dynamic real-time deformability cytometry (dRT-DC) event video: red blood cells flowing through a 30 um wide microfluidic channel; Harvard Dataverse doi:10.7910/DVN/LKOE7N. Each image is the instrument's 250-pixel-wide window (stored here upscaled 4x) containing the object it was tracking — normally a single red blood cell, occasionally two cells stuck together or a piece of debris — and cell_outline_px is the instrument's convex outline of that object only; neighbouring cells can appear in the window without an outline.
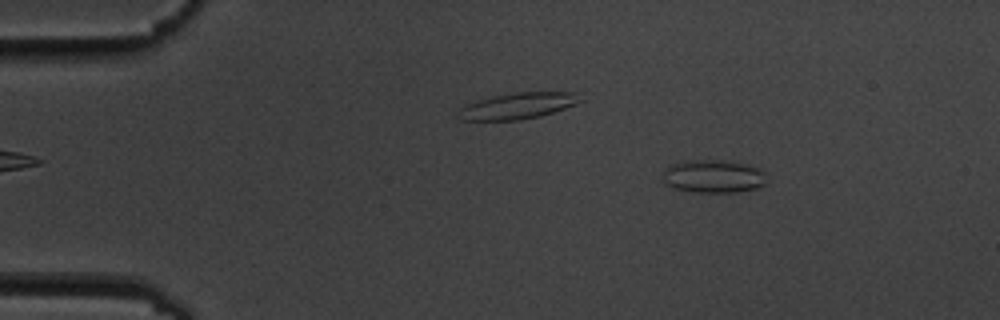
{"species": "common noctule bat (a hibernating species)", "species_latin": "Nyctalus noctula", "temperature_condition": "cold", "stored_images_in_passage": 11, "camera_frame_rate_fps": 3000, "um_per_image_px": 0.085, "animal": {"sex": "male", "body_mass_g": 19.5, "forearm_length_mm": 54.6}, "frame": {"image": 1, "passage_image": 1, "time_ms": 0.0, "image_size_px": [1000, 320], "cell_outline_px": [[764, 184], [756, 188], [736, 192], [692, 192], [676, 188], [664, 184], [664, 168], [672, 164], [684, 160], [720, 160], [748, 164], [760, 168], [764, 172]], "centroid_in_image_um": [60.61, 14.98], "position_along_channel_um": 24.4, "area_um2": 20.0}}
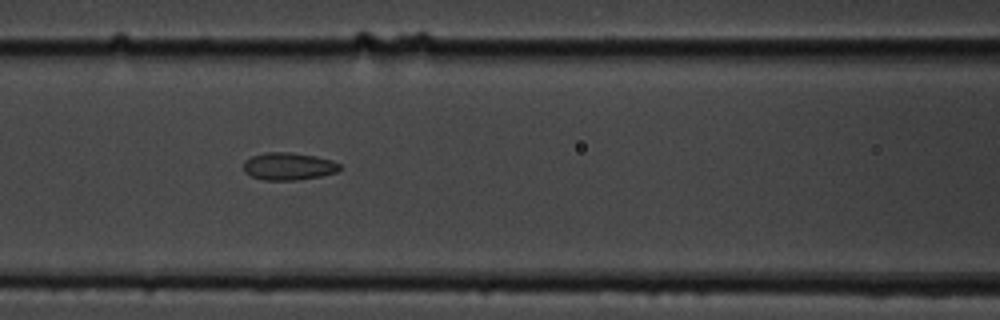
{"frame": {"image": 2, "passage_image": 5, "time_ms": 5.333, "image_size_px": [1000, 320], "cell_outline_px": [[340, 168], [336, 172], [320, 176], [296, 180], [264, 180], [252, 176], [244, 172], [244, 160], [252, 156], [264, 152], [292, 152], [316, 156], [332, 160], [340, 164]], "centroid_in_image_um": [24.51, 14.12], "position_along_channel_um": 142.1, "area_um2": 15.43}}
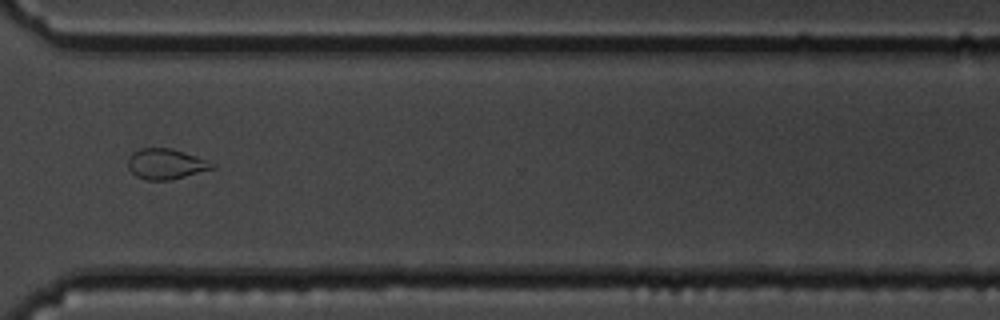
{"frame": {"image": 3, "passage_image": 10, "time_ms": 11.333, "image_size_px": [1000, 320], "cell_outline_px": [[216, 168], [168, 180], [148, 180], [136, 176], [128, 168], [128, 156], [132, 152], [140, 148], [172, 148], [208, 160], [216, 164]], "centroid_in_image_um": [14.1, 13.92], "position_along_channel_um": 356.5, "area_um2": 14.97}, "authors_computed_cell_mechanics": {"area_um2": 15.028, "velocity_mm_per_s": 3.5883, "shape_relaxation_time_tau1_ms": 5.039, "shape_relaxation_time_tau2_ms": 2.8351, "deformation_change_tau1": 0.125, "deformation_change_tau2": 0.0683}}